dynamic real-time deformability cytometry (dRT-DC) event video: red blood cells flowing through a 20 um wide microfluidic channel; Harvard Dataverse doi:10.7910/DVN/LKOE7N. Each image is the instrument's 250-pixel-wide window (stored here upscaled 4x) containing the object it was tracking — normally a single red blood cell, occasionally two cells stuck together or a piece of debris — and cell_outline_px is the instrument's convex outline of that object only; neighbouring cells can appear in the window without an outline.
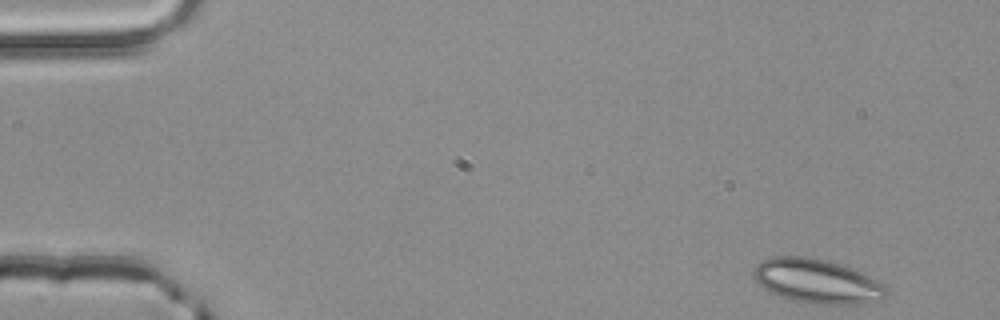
{"species": "common noctule bat (a hibernating species)", "species_latin": "Nyctalus noctula", "temperature_condition": "room temperature", "stored_images_in_passage": 50, "camera_frame_rate_fps": 3000, "um_per_image_px": 0.085, "animal": {"sex": "male", "body_mass_g": 20.4}, "frame": {"image": 1, "passage_image": 1, "time_ms": 0.0, "image_size_px": [1000, 320], "cell_outline_px": [[888, 292], [880, 300], [860, 304], [804, 304], [780, 296], [764, 288], [756, 280], [752, 272], [756, 264], [772, 256], [804, 256], [828, 260], [852, 268], [888, 284]], "centroid_in_image_um": [69.49, 23.9], "position_along_channel_um": 15.5, "area_um2": 34.62}}
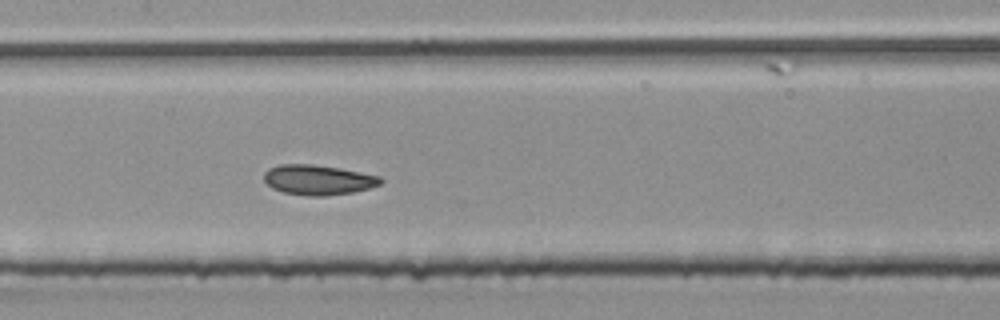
{"frame": {"image": 2, "passage_image": 23, "time_ms": 7.333, "image_size_px": [1000, 320], "cell_outline_px": [[384, 180], [380, 184], [368, 188], [352, 192], [324, 196], [308, 196], [284, 192], [272, 188], [264, 180], [264, 172], [268, 168], [280, 164], [312, 164], [340, 168], [380, 176]], "centroid_in_image_um": [27.02, 15.28], "position_along_channel_um": 180.4, "area_um2": 20.35}}
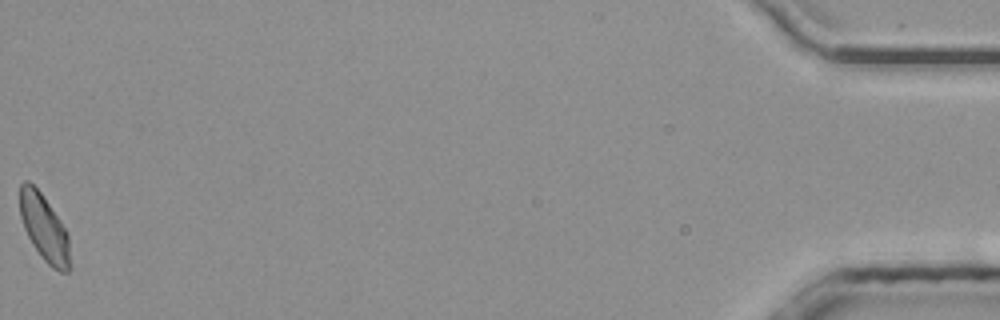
{"frame": {"image": 3, "passage_image": 50, "time_ms": 16.333, "image_size_px": [1000, 320], "cell_outline_px": [[68, 272], [60, 272], [52, 268], [44, 260], [32, 244], [24, 228], [20, 216], [20, 184], [24, 180], [28, 180], [40, 192], [60, 220], [68, 232]], "centroid_in_image_um": [3.73, 19.35], "position_along_channel_um": 431.5, "area_um2": 19.07}, "authors_computed_cell_mechanics": {"area_um2": 20.0855, "velocity_mm_per_s": 3.9549, "shape_relaxation_time_tau1_ms": 6.0384, "shape_relaxation_time_tau2_ms": 1.614, "deformation_change_tau1": 0.1088, "deformation_change_tau2": 0.0717}}